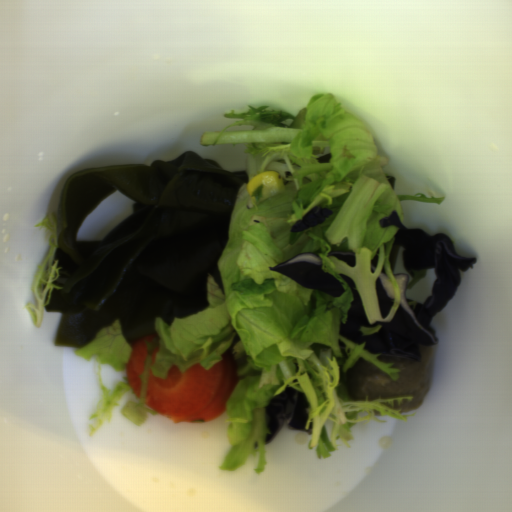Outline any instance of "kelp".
Wrapping results in <instances>:
<instances>
[{"mask_svg":"<svg viewBox=\"0 0 512 512\" xmlns=\"http://www.w3.org/2000/svg\"><path fill=\"white\" fill-rule=\"evenodd\" d=\"M247 169L230 171L194 151L167 161L85 167L60 192V268L45 311L61 315L55 346L83 348L118 321L130 348L209 306V277L224 293L218 262L230 239ZM134 201L126 220L102 241H76L90 211L115 190Z\"/></svg>","mask_w":512,"mask_h":512,"instance_id":"kelp-1","label":"kelp"}]
</instances>
